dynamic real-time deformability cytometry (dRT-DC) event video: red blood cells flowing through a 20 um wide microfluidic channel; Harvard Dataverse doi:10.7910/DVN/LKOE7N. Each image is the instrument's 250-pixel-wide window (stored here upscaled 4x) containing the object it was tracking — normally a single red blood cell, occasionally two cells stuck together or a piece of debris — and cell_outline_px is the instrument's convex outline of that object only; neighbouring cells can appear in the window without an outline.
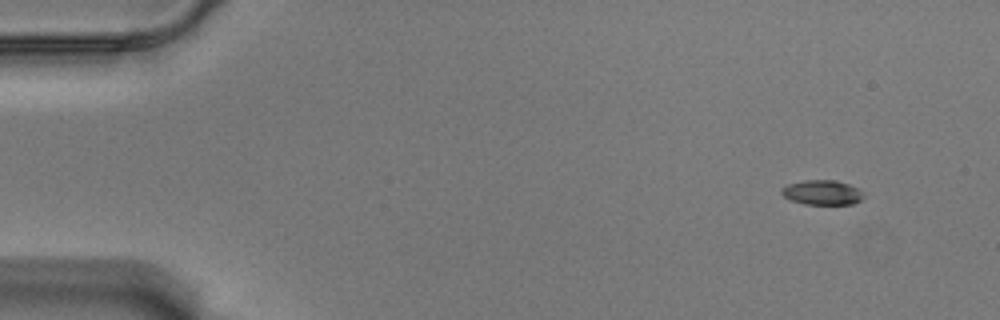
{"species": "Egyptian fruit bat (a non-hibernating species)", "species_latin": "Rousettus aegyptiacus", "temperature_condition": "warm", "stored_images_in_passage": 54, "camera_frame_rate_fps": 3000, "um_per_image_px": 0.085, "animal": {"sex": "male"}, "frame": {"image": 1, "passage_image": 1, "time_ms": 0.0, "image_size_px": [1000, 320], "cell_outline_px": [[864, 196], [860, 200], [852, 204], [804, 204], [792, 200], [784, 196], [780, 192], [780, 188], [788, 184], [804, 180], [836, 180], [848, 184], [864, 192]], "centroid_in_image_um": [69.87, 16.35], "position_along_channel_um": 15.1, "area_um2": 11.79}}
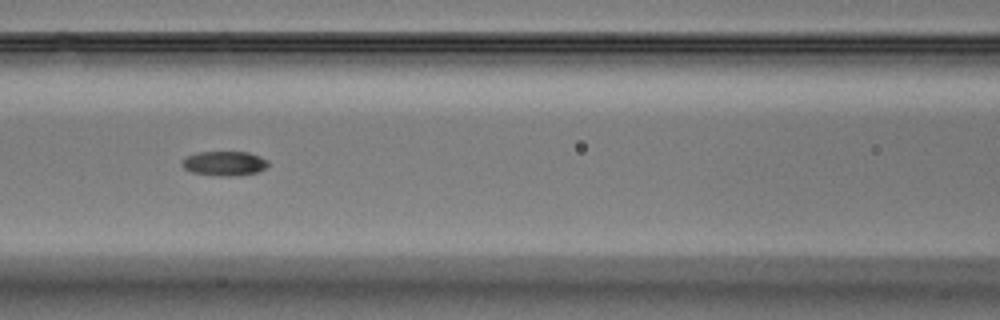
{"frame": {"image": 2, "passage_image": 22, "time_ms": 7.0, "image_size_px": [1000, 320], "cell_outline_px": [[268, 164], [264, 168], [256, 172], [236, 176], [220, 176], [192, 172], [184, 168], [180, 164], [184, 156], [200, 152], [248, 152], [260, 156], [268, 160]], "centroid_in_image_um": [19.04, 13.88], "position_along_channel_um": 147.6, "area_um2": 12.31}}
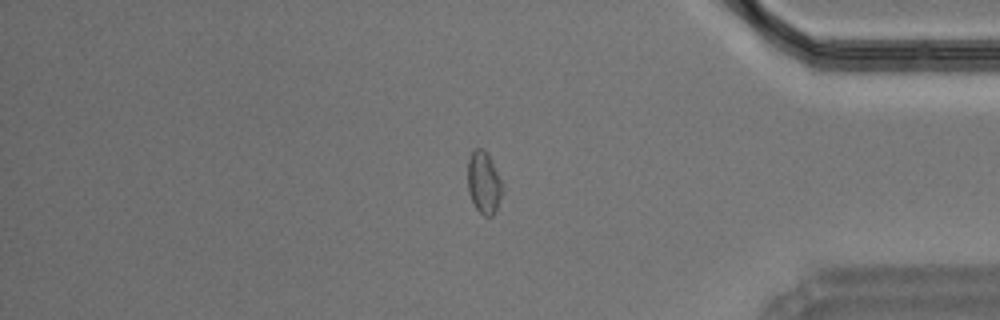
{"frame": {"image": 3, "passage_image": 45, "time_ms": 14.667, "image_size_px": [1000, 320], "cell_outline_px": [[500, 196], [496, 212], [492, 216], [484, 216], [476, 208], [468, 192], [468, 156], [472, 148], [480, 148], [488, 156], [500, 180]], "centroid_in_image_um": [41.06, 15.53], "position_along_channel_um": 394.1, "area_um2": 12.08}}